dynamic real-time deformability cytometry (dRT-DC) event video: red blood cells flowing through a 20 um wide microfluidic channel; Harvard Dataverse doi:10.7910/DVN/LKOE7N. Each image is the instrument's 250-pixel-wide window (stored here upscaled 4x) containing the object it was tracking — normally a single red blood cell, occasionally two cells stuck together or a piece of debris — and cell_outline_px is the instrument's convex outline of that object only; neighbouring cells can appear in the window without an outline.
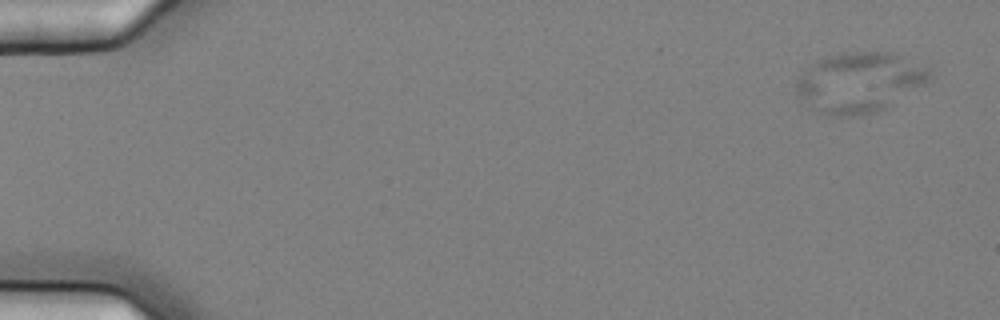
{"species": "common noctule bat (a hibernating species)", "species_latin": "Nyctalus noctula", "temperature_condition": "cold", "stored_images_in_passage": 7, "camera_frame_rate_fps": 3000, "um_per_image_px": 0.085, "animal": {"sex": "female", "body_mass_g": 25.1}, "frame": {"image": 1, "passage_image": 2, "time_ms": 0.333, "image_size_px": [1000, 320], "cell_outline_px": [[932, 80], [884, 108], [876, 112], [860, 116], [828, 116], [816, 112], [808, 108], [796, 92], [796, 80], [808, 64], [816, 60], [840, 52], [892, 52], [932, 64]], "centroid_in_image_um": [73.09, 6.98], "position_along_channel_um": 11.9, "area_um2": 48.03}}